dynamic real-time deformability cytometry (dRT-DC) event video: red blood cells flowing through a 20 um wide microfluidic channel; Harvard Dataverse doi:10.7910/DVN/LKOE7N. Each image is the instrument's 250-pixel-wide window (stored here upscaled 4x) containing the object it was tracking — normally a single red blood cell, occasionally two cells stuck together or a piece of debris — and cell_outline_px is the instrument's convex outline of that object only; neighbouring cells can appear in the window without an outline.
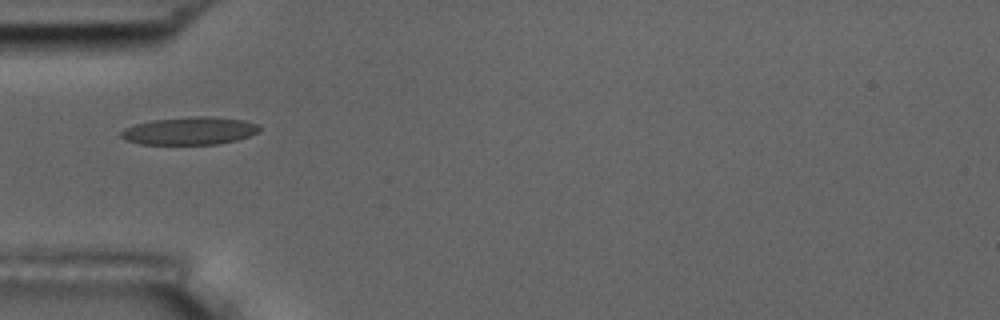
{"species": "common noctule bat (a hibernating species)", "species_latin": "Nyctalus noctula", "temperature_condition": "room temperature", "stored_images_in_passage": 15, "camera_frame_rate_fps": 3000, "um_per_image_px": 0.085, "animal": {"sex": "male", "body_mass_g": 17.5, "forearm_length_mm": 52.3}, "frame": {"image": 1, "passage_image": 5, "time_ms": 5.333, "image_size_px": [1000, 320], "cell_outline_px": [[260, 128], [256, 132], [248, 136], [236, 140], [216, 144], [140, 144], [124, 140], [120, 136], [120, 132], [124, 128], [136, 124], [152, 120], [192, 116], [208, 116], [244, 120], [256, 124]], "centroid_in_image_um": [16.06, 11.12], "position_along_channel_um": 68.9, "area_um2": 22.25}}
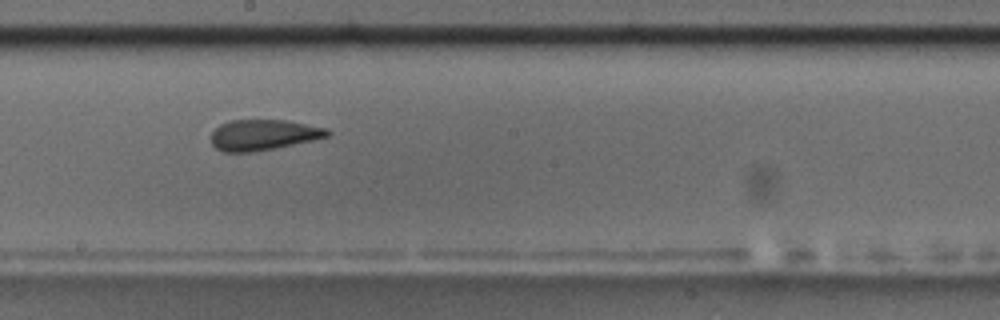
{"frame": {"image": 2, "passage_image": 9, "time_ms": 9.667, "image_size_px": [1000, 320], "cell_outline_px": [[332, 132], [328, 136], [312, 140], [252, 152], [224, 152], [216, 148], [212, 144], [212, 132], [220, 124], [232, 120], [288, 120], [328, 128]], "centroid_in_image_um": [22.4, 11.45], "position_along_channel_um": 225.8, "area_um2": 20.63}, "authors_computed_cell_mechanics": {"area_um2": 21.1548, "velocity_mm_per_s": 3.631, "shape_relaxation_time_tau1_ms": null, "shape_relaxation_time_tau2_ms": 1.6311, "deformation_change_tau1": null, "deformation_change_tau2": 0.0697}}